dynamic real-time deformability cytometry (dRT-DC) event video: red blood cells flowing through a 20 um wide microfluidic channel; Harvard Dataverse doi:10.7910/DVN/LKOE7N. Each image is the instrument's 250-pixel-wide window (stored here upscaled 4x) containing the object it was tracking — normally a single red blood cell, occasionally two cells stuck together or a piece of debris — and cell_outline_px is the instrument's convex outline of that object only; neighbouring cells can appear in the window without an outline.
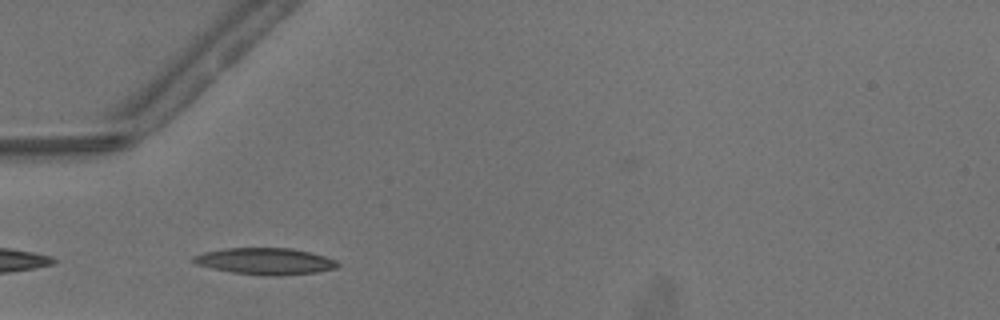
{"species": "common noctule bat (a hibernating species)", "species_latin": "Nyctalus noctula", "temperature_condition": "warm", "stored_images_in_passage": 20, "camera_frame_rate_fps": 3000, "um_per_image_px": 0.085, "animal": {"sex": "male", "body_mass_g": 13.3}, "frame": {"image": 1, "passage_image": 1, "time_ms": 0.0, "image_size_px": [1000, 320], "cell_outline_px": [[340, 264], [336, 268], [316, 272], [276, 276], [264, 276], [232, 272], [212, 268], [196, 264], [192, 260], [192, 256], [204, 252], [224, 248], [292, 248], [324, 256], [336, 260]], "centroid_in_image_um": [22.53, 22.2], "position_along_channel_um": 62.5, "area_um2": 22.31}}
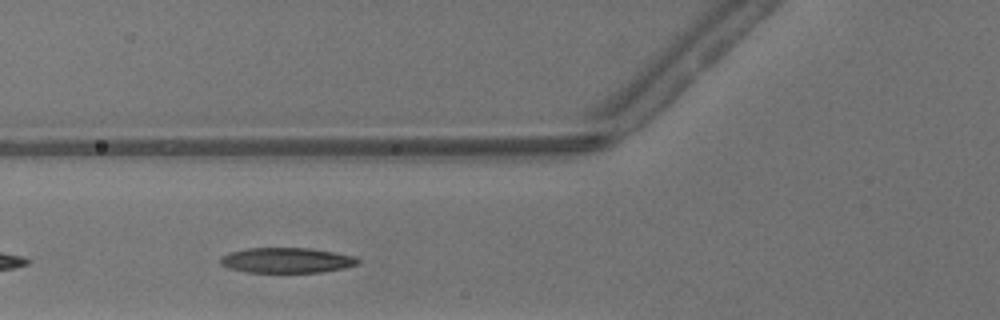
{"frame": {"image": 2, "passage_image": 4, "time_ms": 1.0, "image_size_px": [1000, 320], "cell_outline_px": [[360, 264], [344, 268], [320, 272], [244, 272], [228, 268], [220, 264], [220, 260], [224, 256], [232, 252], [248, 248], [312, 248], [356, 256], [360, 260]], "centroid_in_image_um": [24.42, 22.13], "position_along_channel_um": 101.4, "area_um2": 20.23}}
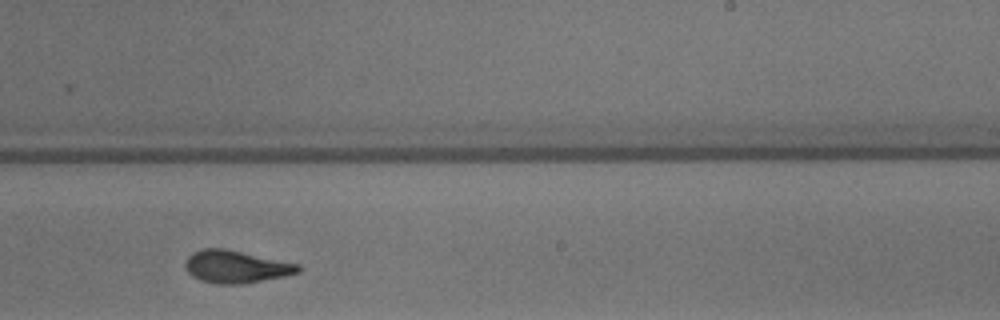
{"frame": {"image": 3, "passage_image": 16, "time_ms": 5.0, "image_size_px": [1000, 320], "cell_outline_px": [[300, 272], [284, 276], [240, 284], [216, 284], [200, 280], [192, 276], [188, 272], [184, 264], [188, 256], [192, 252], [204, 248], [224, 248], [300, 264]], "centroid_in_image_um": [20.03, 22.66], "position_along_channel_um": 269.0, "area_um2": 21.33}}